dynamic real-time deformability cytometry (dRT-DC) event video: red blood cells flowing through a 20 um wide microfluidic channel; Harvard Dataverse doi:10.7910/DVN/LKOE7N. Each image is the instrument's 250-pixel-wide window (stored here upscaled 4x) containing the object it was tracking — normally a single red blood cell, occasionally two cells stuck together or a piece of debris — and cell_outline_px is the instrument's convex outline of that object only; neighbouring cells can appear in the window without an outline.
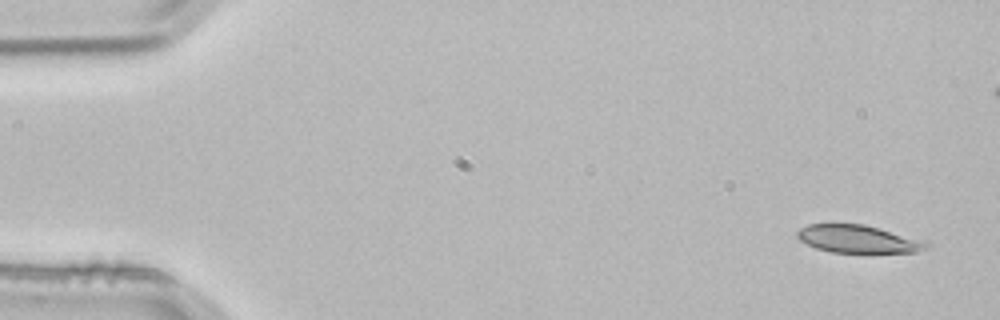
{"species": "common noctule bat (a hibernating species)", "species_latin": "Nyctalus noctula", "temperature_condition": "room temperature", "stored_images_in_passage": 4, "camera_frame_rate_fps": 3000, "um_per_image_px": 0.085, "animal": {"sex": "male", "body_mass_g": 21.5, "forearm_length_mm": 52.0}, "frame": {"image": 1, "passage_image": 1, "time_ms": 0.0, "image_size_px": [1000, 320], "cell_outline_px": [[932, 244], [928, 248], [916, 252], [832, 252], [816, 248], [800, 240], [796, 236], [796, 232], [800, 228], [808, 224], [864, 224], [928, 240]], "centroid_in_image_um": [73.01, 20.31], "position_along_channel_um": 12.0, "area_um2": 21.1}}